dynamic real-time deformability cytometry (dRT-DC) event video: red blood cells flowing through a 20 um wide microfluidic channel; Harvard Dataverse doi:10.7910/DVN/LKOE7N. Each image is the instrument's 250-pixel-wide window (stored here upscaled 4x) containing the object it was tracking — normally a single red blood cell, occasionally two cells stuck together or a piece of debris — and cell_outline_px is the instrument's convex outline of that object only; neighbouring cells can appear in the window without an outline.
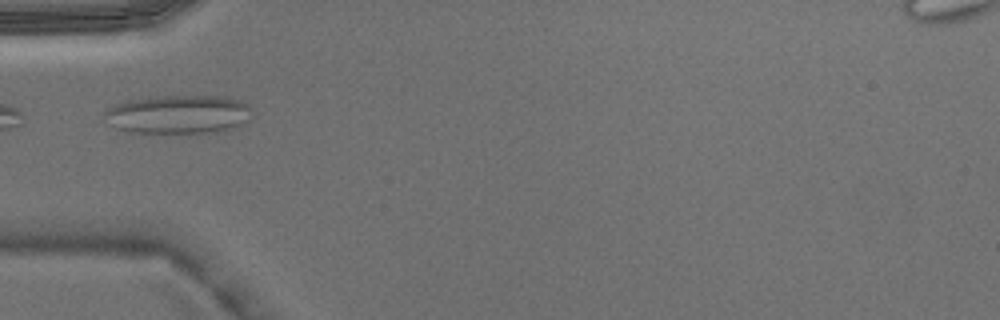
{"species": "Egyptian fruit bat (a non-hibernating species)", "species_latin": "Rousettus aegyptiacus", "temperature_condition": "warm", "stored_images_in_passage": 2, "camera_frame_rate_fps": 3000, "um_per_image_px": 0.085, "animal": {"sex": "male"}, "frame": {"image": 1, "passage_image": 2, "time_ms": 0.333, "image_size_px": [1000, 320], "cell_outline_px": [[252, 108], [248, 120], [244, 124], [220, 132], [132, 132], [116, 128], [104, 112], [108, 108], [124, 100], [160, 96], [224, 96], [244, 100]], "centroid_in_image_um": [15.25, 9.7], "position_along_channel_um": 69.7, "area_um2": 33.12}}